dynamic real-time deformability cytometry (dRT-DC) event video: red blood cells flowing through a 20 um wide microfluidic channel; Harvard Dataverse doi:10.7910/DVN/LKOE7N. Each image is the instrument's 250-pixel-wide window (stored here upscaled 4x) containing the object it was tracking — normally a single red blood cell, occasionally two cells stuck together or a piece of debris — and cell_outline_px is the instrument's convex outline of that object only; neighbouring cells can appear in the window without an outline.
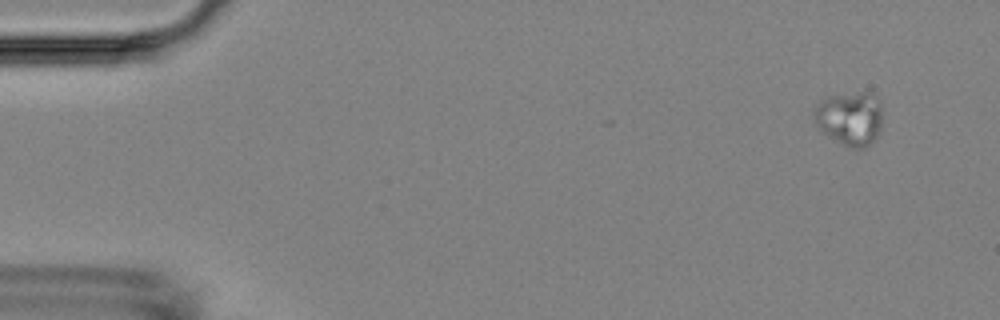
{"species": "Egyptian fruit bat (a non-hibernating species)", "species_latin": "Rousettus aegyptiacus", "temperature_condition": "room temperature", "stored_images_in_passage": 5, "camera_frame_rate_fps": 3000, "um_per_image_px": 0.085, "animal": {"sex": "female"}, "frame": {"image": 1, "passage_image": 1, "time_ms": 0.0, "image_size_px": [1000, 320], "cell_outline_px": [[880, 128], [876, 136], [864, 148], [852, 148], [844, 144], [824, 132], [816, 124], [812, 112], [816, 104], [824, 96], [860, 92], [872, 92], [880, 100]], "centroid_in_image_um": [72.21, 10.0], "position_along_channel_um": 12.8, "area_um2": 21.27}}